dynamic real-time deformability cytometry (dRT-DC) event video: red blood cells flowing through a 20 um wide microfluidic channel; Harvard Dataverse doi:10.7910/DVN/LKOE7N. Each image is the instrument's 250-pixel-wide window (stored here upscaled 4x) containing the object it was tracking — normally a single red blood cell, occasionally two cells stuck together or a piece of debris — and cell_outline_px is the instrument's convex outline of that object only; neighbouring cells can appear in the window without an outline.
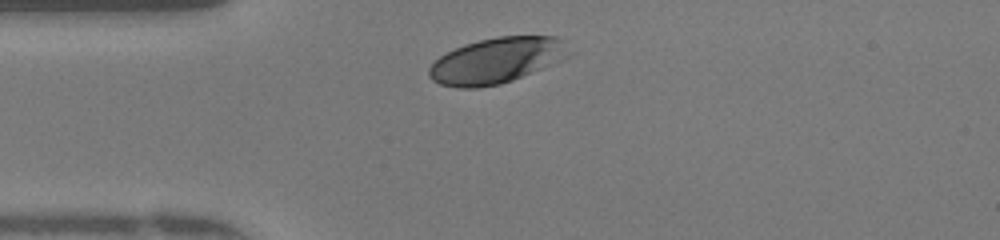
{"species": "human", "species_latin": "Homo sapiens", "temperature_condition": "warm", "stored_images_in_passage": 30, "camera_frame_rate_fps": 3000, "um_per_image_px": 0.085, "donor": {"sex": "female"}, "frame": {"image": 1, "passage_image": 3, "time_ms": 0.667, "image_size_px": [1000, 240], "cell_outline_px": [[568, 56], [560, 60], [512, 80], [500, 84], [476, 88], [456, 88], [440, 84], [432, 80], [428, 76], [428, 68], [440, 56], [464, 44], [480, 40], [500, 36], [556, 36], [560, 40], [568, 52]], "centroid_in_image_um": [42.13, 5.16], "position_along_channel_um": 42.9, "area_um2": 36.59}}
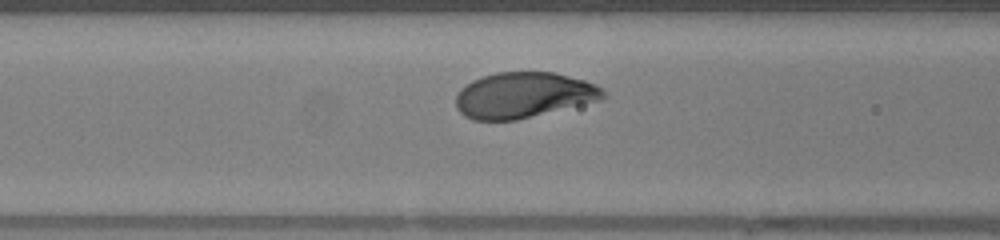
{"frame": {"image": 2, "passage_image": 10, "time_ms": 3.0, "image_size_px": [1000, 240], "cell_outline_px": [[608, 96], [600, 100], [516, 120], [472, 120], [464, 116], [456, 108], [456, 96], [460, 88], [472, 80], [496, 72], [556, 72], [584, 80], [596, 84]], "centroid_in_image_um": [44.48, 8.08], "position_along_channel_um": 122.1, "area_um2": 39.25}}
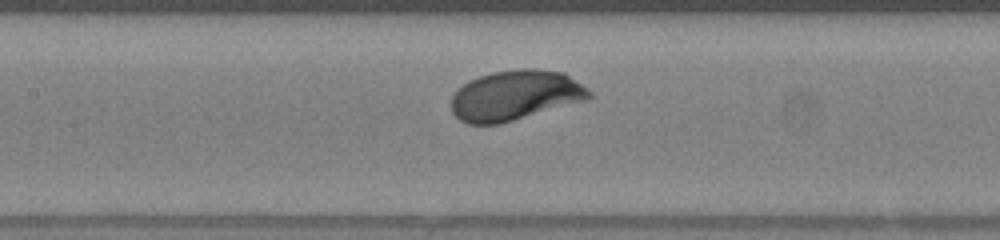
{"frame": {"image": 3, "passage_image": 13, "time_ms": 4.0, "image_size_px": [1000, 240], "cell_outline_px": [[592, 96], [584, 100], [500, 124], [468, 124], [460, 120], [452, 112], [452, 96], [468, 80], [492, 72], [520, 68], [536, 68], [564, 72], [588, 88], [592, 92]], "centroid_in_image_um": [43.8, 8.09], "position_along_channel_um": 163.6, "area_um2": 40.06}, "authors_computed_cell_mechanics": {"area_um2": 39.5063, "velocity_mm_per_s": 4.1568, "shape_relaxation_time_tau1_ms": 1.129, "shape_relaxation_time_tau2_ms": null, "deformation_change_tau1": 0.1125, "deformation_change_tau2": null}}